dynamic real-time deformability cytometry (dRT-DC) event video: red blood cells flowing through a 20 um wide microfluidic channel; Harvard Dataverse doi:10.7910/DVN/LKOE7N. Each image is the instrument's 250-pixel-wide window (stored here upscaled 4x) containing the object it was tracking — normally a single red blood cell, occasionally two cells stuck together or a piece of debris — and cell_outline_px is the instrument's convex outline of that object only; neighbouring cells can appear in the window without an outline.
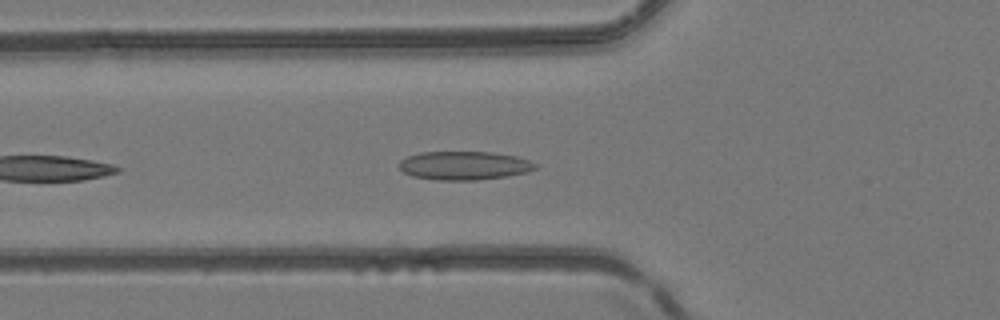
{"species": "common noctule bat (a hibernating species)", "species_latin": "Nyctalus noctula", "temperature_condition": "room temperature", "stored_images_in_passage": 14, "camera_frame_rate_fps": 3000, "um_per_image_px": 0.085, "animal": {"sex": "female", "body_mass_g": 24.6, "forearm_length_mm": 56.2}, "frame": {"image": 1, "passage_image": 5, "time_ms": 1.333, "image_size_px": [1000, 320], "cell_outline_px": [[540, 164], [536, 168], [528, 172], [508, 176], [476, 180], [436, 180], [412, 176], [404, 172], [396, 164], [400, 160], [408, 156], [420, 152], [492, 152], [516, 156]], "centroid_in_image_um": [39.46, 14.07], "position_along_channel_um": 86.3, "area_um2": 22.89}}